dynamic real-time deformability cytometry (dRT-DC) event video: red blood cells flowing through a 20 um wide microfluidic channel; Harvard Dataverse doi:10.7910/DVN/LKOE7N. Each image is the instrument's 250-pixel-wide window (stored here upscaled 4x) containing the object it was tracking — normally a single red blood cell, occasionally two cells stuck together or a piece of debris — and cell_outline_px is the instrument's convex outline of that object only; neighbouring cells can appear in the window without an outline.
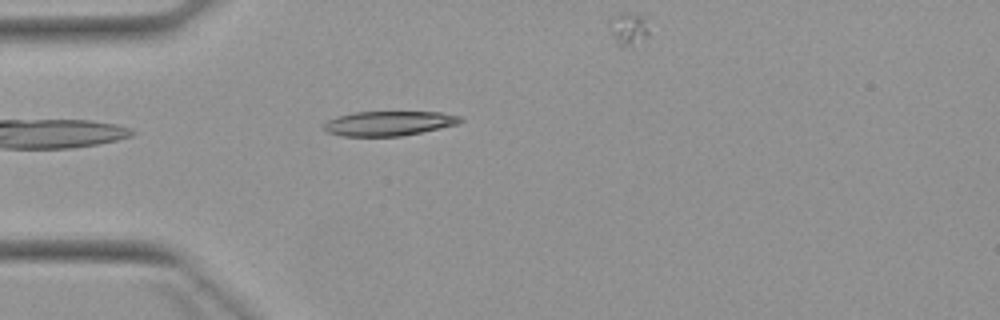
{"species": "Egyptian fruit bat (a non-hibernating species)", "species_latin": "Rousettus aegyptiacus", "temperature_condition": "warm", "stored_images_in_passage": 2, "camera_frame_rate_fps": 3000, "um_per_image_px": 0.085, "animal": {"sex": "female"}, "frame": {"image": 1, "passage_image": 1, "time_ms": 0.0, "image_size_px": [1000, 320], "cell_outline_px": [[464, 120], [456, 124], [440, 128], [400, 136], [340, 136], [328, 132], [324, 128], [324, 124], [328, 120], [340, 116], [356, 112], [440, 112], [460, 116]], "centroid_in_image_um": [33.06, 10.49], "position_along_channel_um": 51.9, "area_um2": 19.31}}